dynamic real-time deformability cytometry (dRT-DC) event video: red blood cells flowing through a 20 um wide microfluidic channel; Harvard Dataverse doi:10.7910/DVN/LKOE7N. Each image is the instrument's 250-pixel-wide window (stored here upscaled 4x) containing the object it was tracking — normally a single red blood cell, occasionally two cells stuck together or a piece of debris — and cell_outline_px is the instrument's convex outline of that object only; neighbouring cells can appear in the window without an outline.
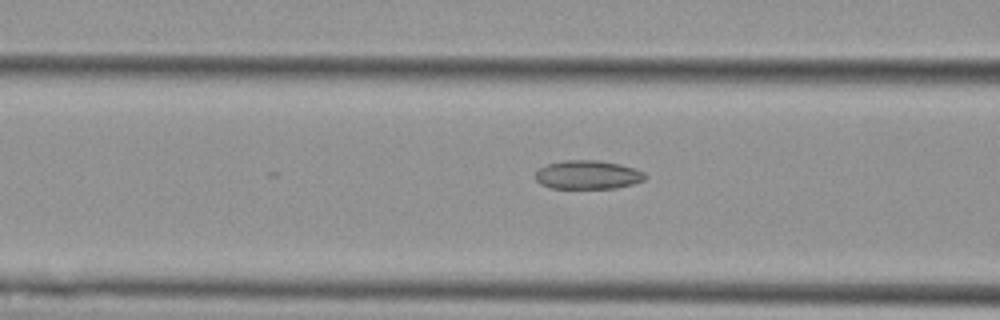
{"species": "Egyptian fruit bat (a non-hibernating species)", "species_latin": "Rousettus aegyptiacus", "temperature_condition": "cold", "stored_images_in_passage": 19, "camera_frame_rate_fps": 3000, "um_per_image_px": 0.085, "animal": {"sex": "female"}, "frame": {"image": 1, "passage_image": 13, "time_ms": 4.0, "image_size_px": [1000, 320], "cell_outline_px": [[648, 176], [644, 180], [632, 184], [616, 188], [552, 188], [540, 184], [536, 180], [536, 168], [548, 164], [564, 160], [600, 160], [620, 164], [636, 168], [644, 172]], "centroid_in_image_um": [49.97, 14.85], "position_along_channel_um": 116.6, "area_um2": 18.55}}
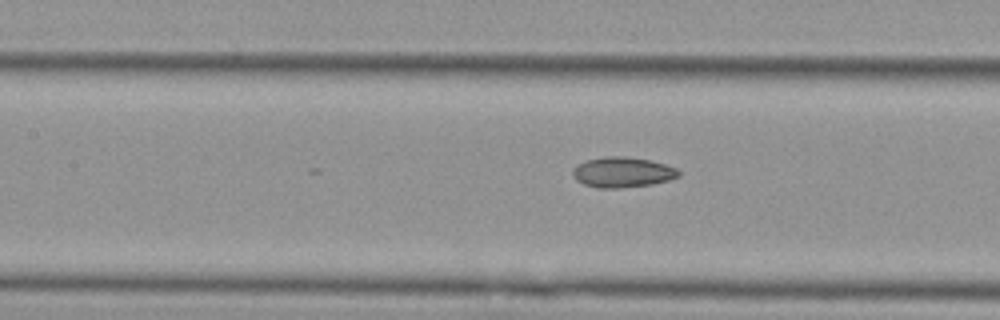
{"frame": {"image": 2, "passage_image": 16, "time_ms": 5.0, "image_size_px": [1000, 320], "cell_outline_px": [[680, 176], [668, 180], [652, 184], [620, 188], [596, 188], [584, 184], [576, 180], [572, 176], [572, 168], [576, 164], [588, 160], [604, 156], [624, 156], [648, 160], [664, 164], [676, 168], [680, 172]], "centroid_in_image_um": [52.87, 14.64], "position_along_channel_um": 154.5, "area_um2": 18.79}}
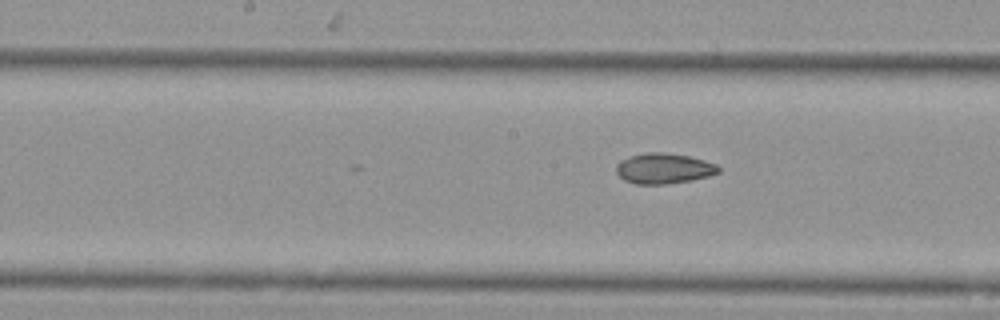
{"frame": {"image": 3, "passage_image": 19, "time_ms": 6.0, "image_size_px": [1000, 320], "cell_outline_px": [[720, 172], [708, 176], [692, 180], [664, 184], [636, 184], [624, 180], [616, 172], [616, 164], [620, 160], [628, 156], [648, 152], [664, 152], [688, 156], [704, 160], [716, 164], [720, 168]], "centroid_in_image_um": [56.4, 14.31], "position_along_channel_um": 191.8, "area_um2": 18.21}}